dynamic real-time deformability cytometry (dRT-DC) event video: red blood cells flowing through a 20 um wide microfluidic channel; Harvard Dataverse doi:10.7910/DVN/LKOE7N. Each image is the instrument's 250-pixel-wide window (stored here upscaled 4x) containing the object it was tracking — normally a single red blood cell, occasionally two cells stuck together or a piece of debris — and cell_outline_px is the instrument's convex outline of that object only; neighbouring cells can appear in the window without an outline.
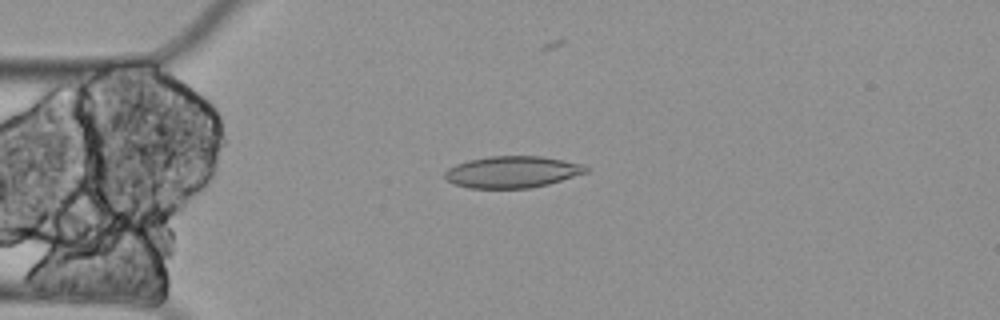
{"species": "Egyptian fruit bat (a non-hibernating species)", "species_latin": "Rousettus aegyptiacus", "temperature_condition": "cold", "stored_images_in_passage": 10, "camera_frame_rate_fps": 3000, "um_per_image_px": 0.085, "animal": {"sex": "female"}, "frame": {"image": 1, "passage_image": 4, "time_ms": 1.0, "image_size_px": [1000, 320], "cell_outline_px": [[588, 172], [548, 184], [528, 188], [468, 188], [456, 184], [448, 180], [444, 176], [444, 172], [448, 168], [456, 164], [468, 160], [492, 156], [540, 156], [580, 164], [588, 168]], "centroid_in_image_um": [43.51, 14.62], "position_along_channel_um": 41.5, "area_um2": 25.72}}
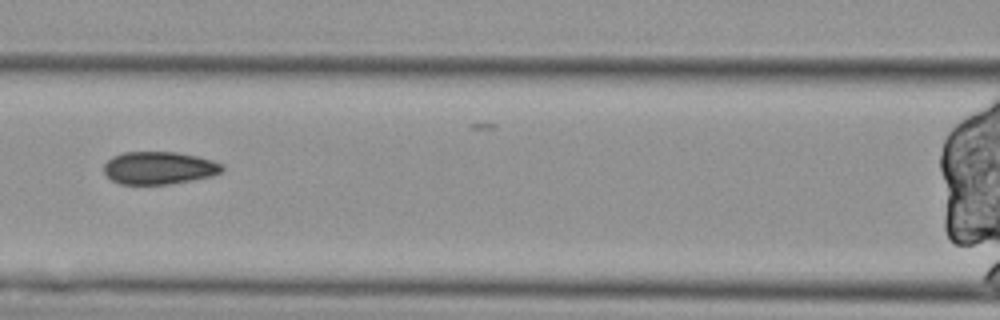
{"frame": {"image": 2, "passage_image": 7, "time_ms": 2.0, "image_size_px": [1000, 320], "cell_outline_px": [[224, 168], [220, 172], [212, 176], [168, 184], [120, 184], [112, 180], [104, 172], [104, 164], [112, 156], [124, 152], [176, 152], [196, 156], [212, 160], [224, 164]], "centroid_in_image_um": [13.51, 14.27], "position_along_channel_um": 153.1, "area_um2": 22.43}}
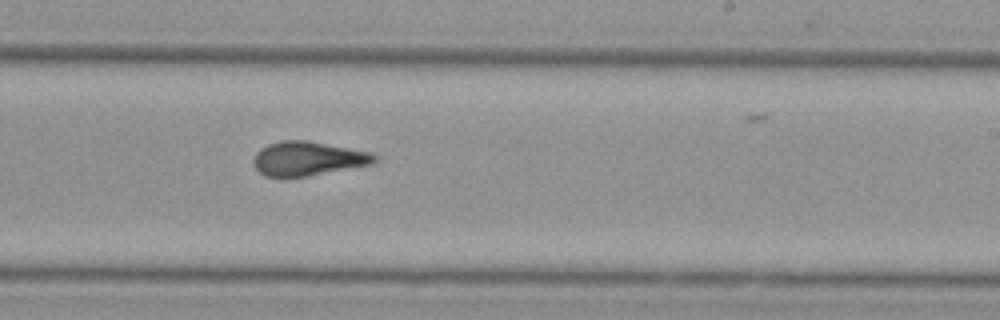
{"frame": {"image": 3, "passage_image": 10, "time_ms": 3.0, "image_size_px": [1000, 320], "cell_outline_px": [[380, 156], [372, 164], [308, 176], [264, 176], [252, 164], [252, 160], [256, 152], [260, 148], [268, 144], [280, 140], [308, 140], [372, 152]], "centroid_in_image_um": [26.18, 13.46], "position_along_channel_um": 262.8, "area_um2": 24.22}}